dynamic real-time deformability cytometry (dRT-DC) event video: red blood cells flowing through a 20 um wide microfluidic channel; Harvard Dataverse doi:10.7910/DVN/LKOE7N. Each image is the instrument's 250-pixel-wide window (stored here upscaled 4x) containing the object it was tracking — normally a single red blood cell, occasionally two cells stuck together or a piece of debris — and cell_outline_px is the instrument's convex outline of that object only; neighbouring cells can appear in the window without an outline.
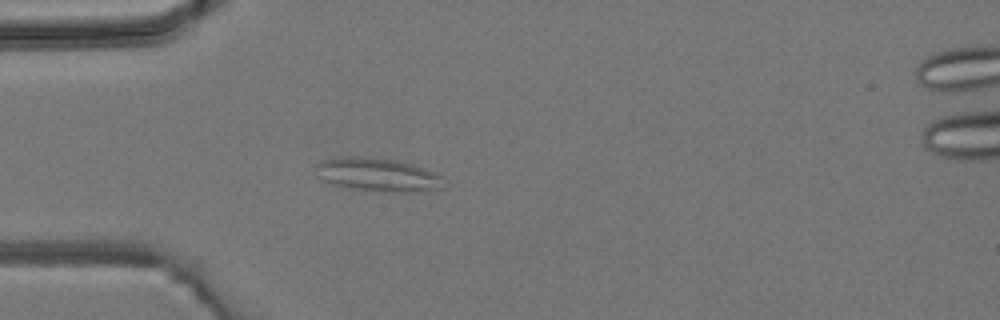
{"species": "common noctule bat (a hibernating species)", "species_latin": "Nyctalus noctula", "temperature_condition": "room temperature", "stored_images_in_passage": 4, "camera_frame_rate_fps": 3000, "um_per_image_px": 0.085, "animal": {"sex": "male", "body_mass_g": 19.2, "forearm_length_mm": 51.8}, "frame": {"image": 1, "passage_image": 4, "time_ms": 4.667, "image_size_px": [1000, 320], "cell_outline_px": [[444, 188], [412, 192], [396, 192], [352, 188], [332, 184], [316, 176], [316, 164], [320, 160], [340, 156], [356, 156], [396, 160], [412, 164], [424, 168], [440, 176]], "centroid_in_image_um": [32.05, 14.83], "position_along_channel_um": 53.0, "area_um2": 24.74}}